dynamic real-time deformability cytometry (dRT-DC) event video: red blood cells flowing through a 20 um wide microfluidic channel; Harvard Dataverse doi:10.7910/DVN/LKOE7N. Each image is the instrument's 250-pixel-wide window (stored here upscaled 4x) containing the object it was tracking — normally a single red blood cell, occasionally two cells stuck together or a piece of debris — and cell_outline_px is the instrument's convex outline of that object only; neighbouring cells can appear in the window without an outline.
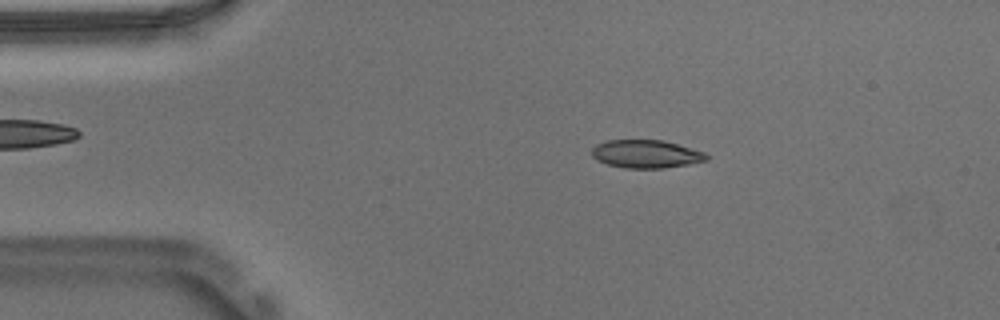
{"species": "Egyptian fruit bat (a non-hibernating species)", "species_latin": "Rousettus aegyptiacus", "temperature_condition": "warm", "stored_images_in_passage": 53, "camera_frame_rate_fps": 3000, "um_per_image_px": 0.085, "animal": {"sex": "male"}, "frame": {"image": 1, "passage_image": 9, "time_ms": 2.667, "image_size_px": [1000, 320], "cell_outline_px": [[712, 156], [708, 160], [688, 164], [664, 168], [624, 168], [608, 164], [596, 160], [592, 156], [592, 148], [596, 144], [608, 140], [664, 140], [704, 152]], "centroid_in_image_um": [54.93, 13.09], "position_along_channel_um": 30.1, "area_um2": 18.84}}
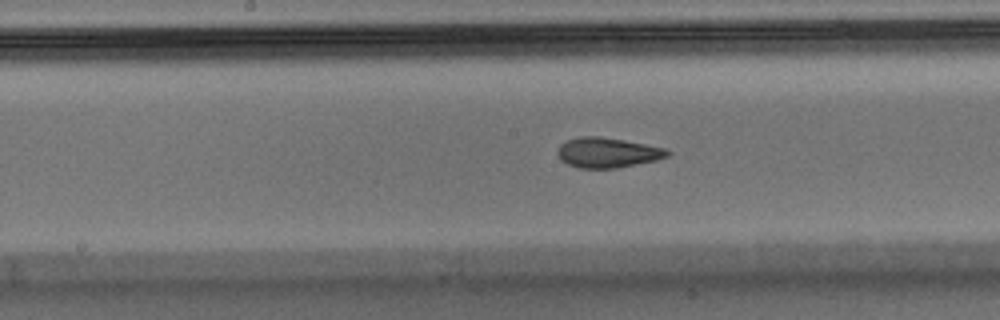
{"frame": {"image": 2, "passage_image": 26, "time_ms": 8.333, "image_size_px": [1000, 320], "cell_outline_px": [[672, 152], [668, 156], [656, 160], [616, 168], [580, 168], [568, 164], [560, 160], [556, 152], [560, 144], [568, 140], [580, 136], [600, 136], [624, 140], [664, 148]], "centroid_in_image_um": [51.61, 12.97], "position_along_channel_um": 196.6, "area_um2": 19.19}}
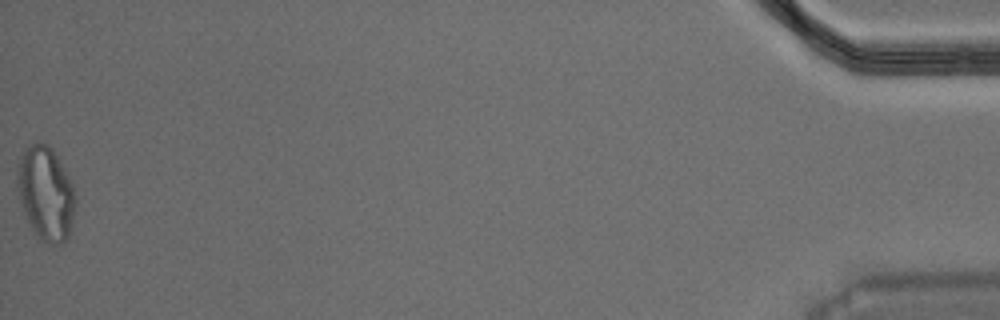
{"frame": {"image": 3, "passage_image": 53, "time_ms": 17.333, "image_size_px": [1000, 320], "cell_outline_px": [[76, 204], [72, 224], [68, 236], [60, 244], [52, 244], [40, 240], [24, 216], [20, 204], [16, 184], [16, 168], [20, 156], [24, 148], [36, 140], [48, 144], [52, 148], [64, 168], [72, 184], [76, 196]], "centroid_in_image_um": [3.86, 16.4], "position_along_channel_um": 431.3, "area_um2": 32.37}, "authors_computed_cell_mechanics": {"area_um2": 19.4786, "velocity_mm_per_s": 3.7346, "shape_relaxation_time_tau1_ms": null, "shape_relaxation_time_tau2_ms": 1.8416, "deformation_change_tau1": null, "deformation_change_tau2": 0.0863}}